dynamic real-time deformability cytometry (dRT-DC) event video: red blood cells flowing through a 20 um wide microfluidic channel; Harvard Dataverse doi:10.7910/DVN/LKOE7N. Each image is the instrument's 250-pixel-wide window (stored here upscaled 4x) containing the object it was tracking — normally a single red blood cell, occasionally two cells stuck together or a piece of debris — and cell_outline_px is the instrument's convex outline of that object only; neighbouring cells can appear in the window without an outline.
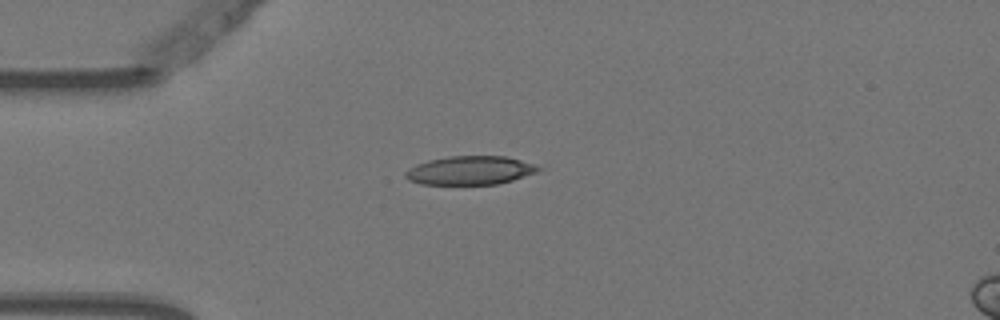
{"species": "Egyptian fruit bat (a non-hibernating species)", "species_latin": "Rousettus aegyptiacus", "temperature_condition": "warm", "stored_images_in_passage": 4, "camera_frame_rate_fps": 3000, "um_per_image_px": 0.085, "animal": {"sex": "female"}, "frame": {"image": 1, "passage_image": 1, "time_ms": 0.0, "image_size_px": [1000, 320], "cell_outline_px": [[544, 168], [536, 172], [512, 180], [496, 184], [420, 184], [408, 180], [404, 176], [404, 172], [408, 168], [416, 164], [428, 160], [448, 156], [504, 156], [520, 160]], "centroid_in_image_um": [39.9, 14.48], "position_along_channel_um": 45.1, "area_um2": 22.14}}
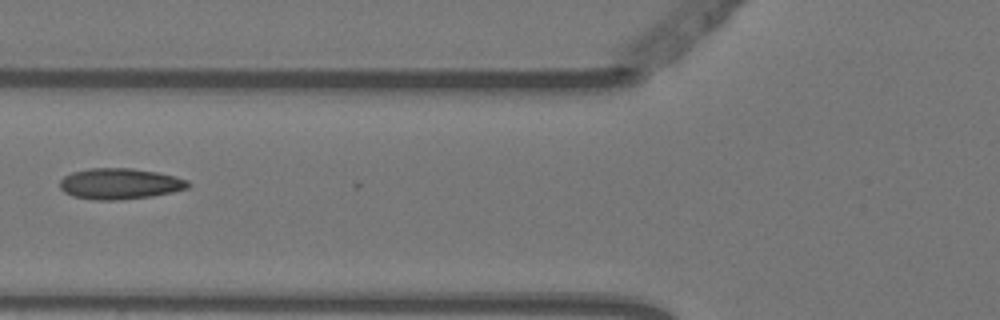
{"frame": {"image": 2, "passage_image": 3, "time_ms": 0.667, "image_size_px": [1000, 320], "cell_outline_px": [[192, 184], [188, 188], [172, 192], [152, 196], [116, 200], [96, 200], [72, 196], [64, 192], [60, 188], [60, 180], [64, 176], [72, 172], [88, 168], [132, 168], [156, 172], [176, 176], [188, 180]], "centroid_in_image_um": [10.19, 15.61], "position_along_channel_um": 115.6, "area_um2": 23.24}}
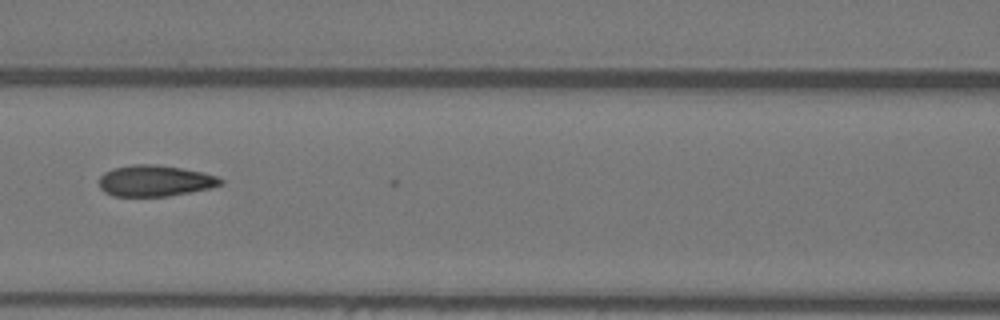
{"frame": {"image": 3, "passage_image": 4, "time_ms": 1.0, "image_size_px": [1000, 320], "cell_outline_px": [[224, 184], [208, 188], [168, 196], [112, 196], [104, 192], [100, 188], [100, 176], [104, 172], [112, 168], [132, 164], [156, 164], [180, 168], [200, 172], [216, 176], [224, 180]], "centroid_in_image_um": [13.13, 15.36], "position_along_channel_um": 153.5, "area_um2": 21.96}}